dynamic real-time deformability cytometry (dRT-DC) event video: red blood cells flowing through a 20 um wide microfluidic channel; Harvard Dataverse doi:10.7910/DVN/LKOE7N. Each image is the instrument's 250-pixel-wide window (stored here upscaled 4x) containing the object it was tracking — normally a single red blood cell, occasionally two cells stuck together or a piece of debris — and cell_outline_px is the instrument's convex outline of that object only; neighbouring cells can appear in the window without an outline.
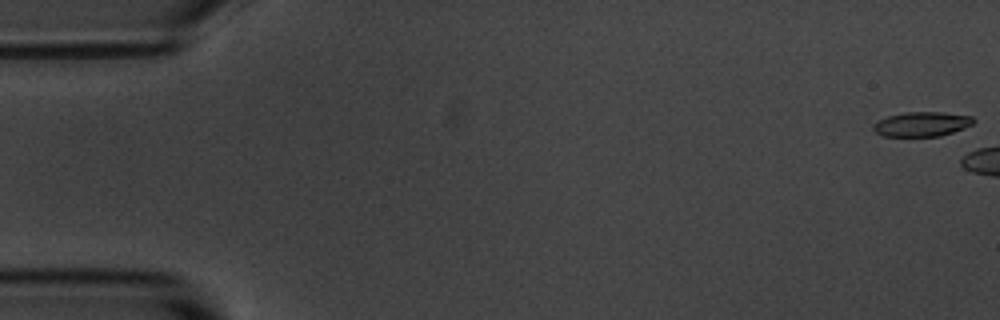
{"species": "common noctule bat (a hibernating species)", "species_latin": "Nyctalus noctula", "temperature_condition": "room temperature", "stored_images_in_passage": 4, "camera_frame_rate_fps": 3000, "um_per_image_px": 0.085, "animal": {"sex": "male", "body_mass_g": 20.1, "forearm_length_mm": 53.5}, "frame": {"image": 1, "passage_image": 1, "time_ms": 0.0, "image_size_px": [1000, 320], "cell_outline_px": [[976, 120], [972, 124], [964, 128], [940, 136], [884, 136], [876, 132], [872, 128], [872, 124], [876, 120], [888, 116], [904, 112], [940, 112], [972, 116]], "centroid_in_image_um": [78.33, 10.54], "position_along_channel_um": 6.7, "area_um2": 14.39}}